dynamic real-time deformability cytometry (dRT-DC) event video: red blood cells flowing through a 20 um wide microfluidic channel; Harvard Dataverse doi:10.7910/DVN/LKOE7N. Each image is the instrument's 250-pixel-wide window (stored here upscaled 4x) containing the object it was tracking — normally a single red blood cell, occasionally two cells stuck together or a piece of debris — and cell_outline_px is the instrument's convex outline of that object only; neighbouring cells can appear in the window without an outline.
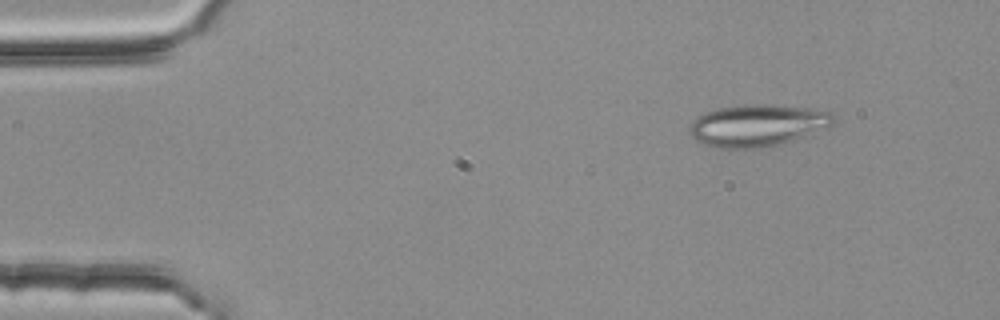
{"species": "common noctule bat (a hibernating species)", "species_latin": "Nyctalus noctula", "temperature_condition": "room temperature", "stored_images_in_passage": 5, "camera_frame_rate_fps": 3000, "um_per_image_px": 0.085, "animal": {"sex": "female", "body_mass_g": 25.1}, "frame": {"image": 1, "passage_image": 2, "time_ms": 0.333, "image_size_px": [1000, 320], "cell_outline_px": [[836, 120], [832, 124], [804, 136], [780, 144], [760, 148], [716, 148], [700, 144], [692, 136], [688, 128], [692, 120], [696, 116], [704, 112], [716, 108], [744, 104], [768, 104], [804, 108], [832, 112], [836, 116]], "centroid_in_image_um": [64.31, 10.65], "position_along_channel_um": 20.7, "area_um2": 35.32}}